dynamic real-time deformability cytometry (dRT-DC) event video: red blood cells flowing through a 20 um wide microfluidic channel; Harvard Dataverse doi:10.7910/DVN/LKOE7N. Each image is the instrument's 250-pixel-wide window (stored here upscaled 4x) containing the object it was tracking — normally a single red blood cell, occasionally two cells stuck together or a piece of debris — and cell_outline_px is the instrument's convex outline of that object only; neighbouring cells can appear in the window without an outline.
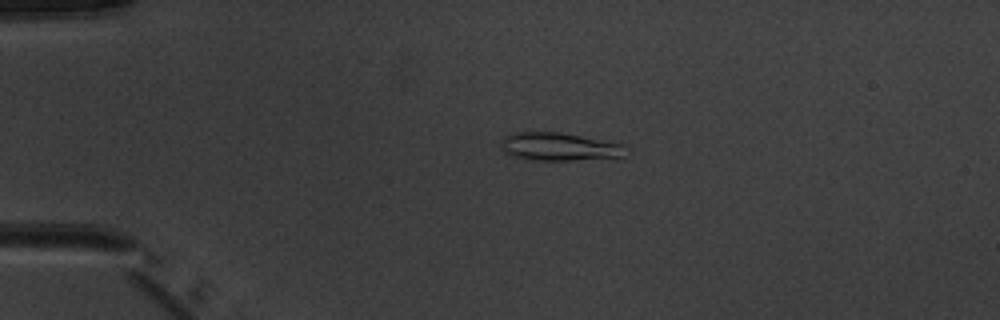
{"species": "common noctule bat (a hibernating species)", "species_latin": "Nyctalus noctula", "temperature_condition": "warm", "stored_images_in_passage": 4, "camera_frame_rate_fps": 3000, "um_per_image_px": 0.085, "animal": {"sex": "male", "body_mass_g": 20.1, "forearm_length_mm": 53.5}, "frame": {"image": 1, "passage_image": 4, "time_ms": 3.333, "image_size_px": [1000, 320], "cell_outline_px": [[624, 156], [572, 160], [528, 160], [512, 156], [504, 152], [500, 148], [500, 140], [508, 132], [560, 132], [624, 144]], "centroid_in_image_um": [47.41, 12.46], "position_along_channel_um": 37.6, "area_um2": 20.46}}